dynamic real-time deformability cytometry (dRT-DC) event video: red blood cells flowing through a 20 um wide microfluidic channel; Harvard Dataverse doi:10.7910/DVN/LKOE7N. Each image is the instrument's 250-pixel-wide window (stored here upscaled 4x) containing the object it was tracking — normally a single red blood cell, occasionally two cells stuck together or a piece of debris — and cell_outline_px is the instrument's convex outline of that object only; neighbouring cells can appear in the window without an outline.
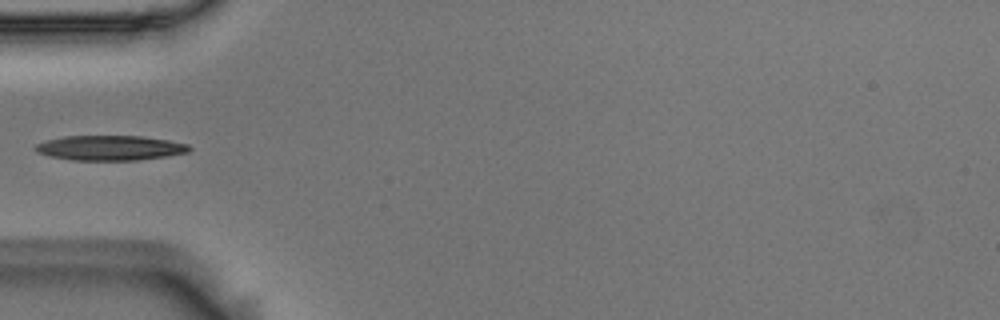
{"species": "Egyptian fruit bat (a non-hibernating species)", "species_latin": "Rousettus aegyptiacus", "temperature_condition": "room temperature", "stored_images_in_passage": 4, "camera_frame_rate_fps": 3000, "um_per_image_px": 0.085, "animal": {"sex": "male"}, "frame": {"image": 1, "passage_image": 3, "time_ms": 0.667, "image_size_px": [1000, 320], "cell_outline_px": [[192, 148], [188, 152], [168, 156], [136, 160], [72, 160], [48, 156], [36, 152], [32, 148], [36, 144], [44, 140], [64, 136], [144, 136], [168, 140], [188, 144]], "centroid_in_image_um": [9.31, 12.57], "position_along_channel_um": 75.7, "area_um2": 22.54}}
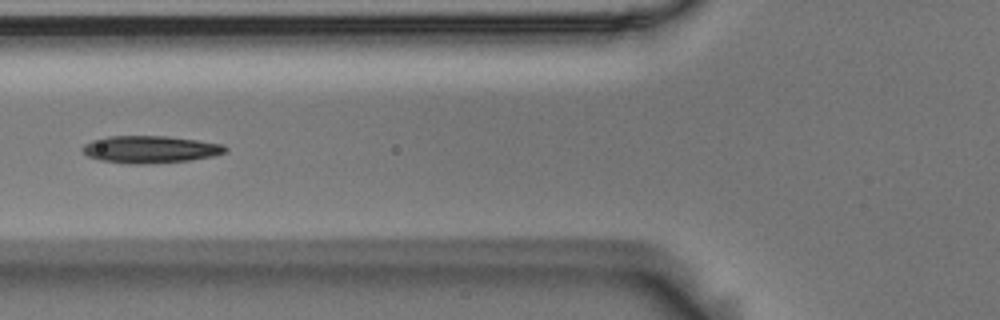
{"frame": {"image": 2, "passage_image": 4, "time_ms": 1.0, "image_size_px": [1000, 320], "cell_outline_px": [[228, 148], [224, 152], [212, 156], [188, 160], [140, 164], [128, 164], [100, 160], [88, 156], [80, 148], [84, 144], [92, 140], [108, 136], [168, 136], [224, 144]], "centroid_in_image_um": [12.73, 12.69], "position_along_channel_um": 113.1, "area_um2": 22.54}}